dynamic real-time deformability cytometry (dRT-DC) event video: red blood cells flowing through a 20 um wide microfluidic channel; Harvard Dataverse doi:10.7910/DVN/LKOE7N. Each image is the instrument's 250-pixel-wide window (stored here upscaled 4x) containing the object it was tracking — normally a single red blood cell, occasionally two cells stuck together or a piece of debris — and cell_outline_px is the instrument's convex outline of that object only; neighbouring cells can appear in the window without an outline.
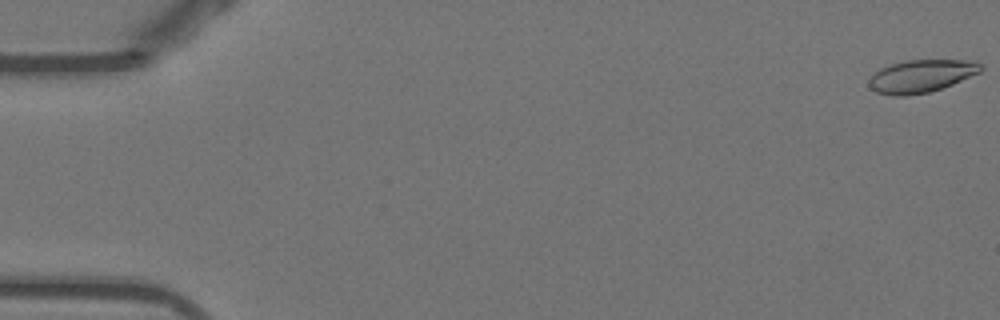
{"species": "Egyptian fruit bat (a non-hibernating species)", "species_latin": "Rousettus aegyptiacus", "temperature_condition": "warm", "stored_images_in_passage": 53, "camera_frame_rate_fps": 3000, "um_per_image_px": 0.085, "animal": {"sex": "female"}, "frame": {"image": 1, "passage_image": 1, "time_ms": 0.0, "image_size_px": [1000, 320], "cell_outline_px": [[984, 68], [980, 72], [952, 84], [928, 92], [904, 96], [892, 96], [876, 92], [868, 84], [868, 80], [880, 68], [904, 60], [972, 60], [980, 64]], "centroid_in_image_um": [78.3, 6.46], "position_along_channel_um": 6.7, "area_um2": 21.15}}
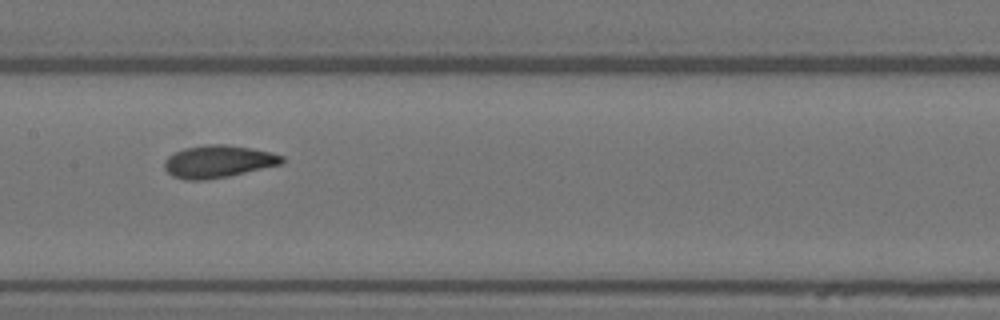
{"frame": {"image": 2, "passage_image": 27, "time_ms": 8.667, "image_size_px": [1000, 320], "cell_outline_px": [[284, 164], [228, 176], [204, 180], [184, 180], [172, 176], [164, 168], [164, 160], [168, 156], [184, 148], [204, 144], [224, 144], [272, 152], [284, 156]], "centroid_in_image_um": [18.55, 13.73], "position_along_channel_um": 188.9, "area_um2": 22.31}}
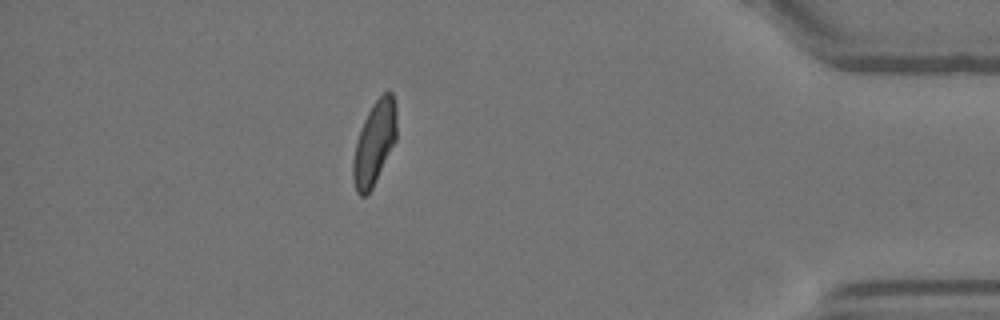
{"frame": {"image": 3, "passage_image": 47, "time_ms": 15.333, "image_size_px": [1000, 320], "cell_outline_px": [[396, 140], [372, 188], [364, 196], [360, 196], [356, 192], [352, 176], [352, 160], [356, 140], [364, 120], [372, 104], [388, 88], [392, 92], [396, 108]], "centroid_in_image_um": [31.81, 12.14], "position_along_channel_um": 403.4, "area_um2": 21.21}, "authors_computed_cell_mechanics": {"area_um2": 21.8484, "velocity_mm_per_s": 3.878, "shape_relaxation_time_tau1_ms": 6.6232, "shape_relaxation_time_tau2_ms": 1.5728, "deformation_change_tau1": 0.2006, "deformation_change_tau2": 0.0703}}